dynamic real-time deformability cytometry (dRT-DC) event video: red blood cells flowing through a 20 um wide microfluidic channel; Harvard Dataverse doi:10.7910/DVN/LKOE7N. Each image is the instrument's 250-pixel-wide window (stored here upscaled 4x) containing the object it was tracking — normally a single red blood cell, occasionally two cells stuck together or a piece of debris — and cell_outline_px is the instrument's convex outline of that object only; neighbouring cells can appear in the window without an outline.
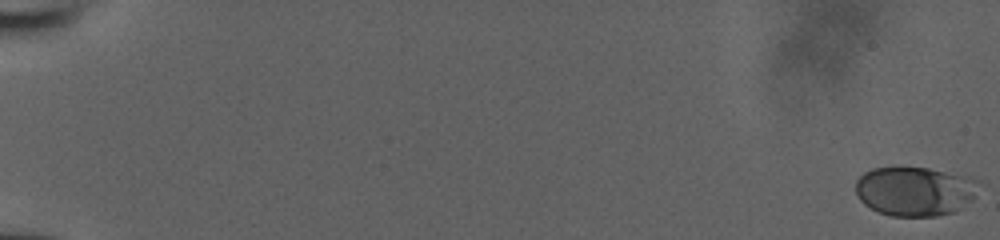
{"species": "human", "species_latin": "Homo sapiens", "temperature_condition": "room temperature", "stored_images_in_passage": 54, "camera_frame_rate_fps": 3000, "um_per_image_px": 0.085, "donor": {"sex": "male"}, "frame": {"image": 1, "passage_image": 1, "time_ms": 0.0, "image_size_px": [1000, 240], "cell_outline_px": [[984, 184], [976, 196], [972, 200], [956, 212], [936, 216], [892, 216], [880, 212], [864, 204], [860, 200], [856, 192], [856, 180], [864, 172], [872, 168], [928, 168], [972, 176], [980, 180]], "centroid_in_image_um": [77.87, 16.24], "position_along_channel_um": 7.1, "area_um2": 36.01}}
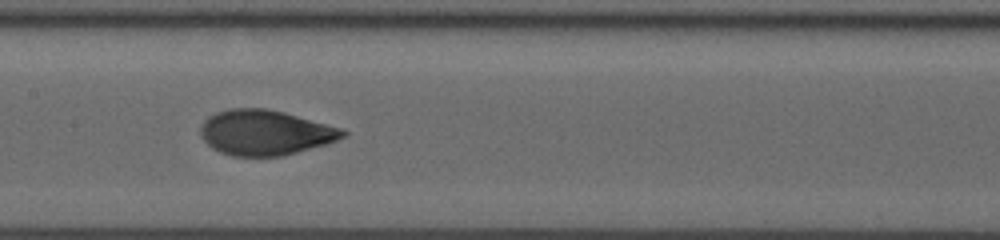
{"frame": {"image": 2, "passage_image": 30, "time_ms": 9.667, "image_size_px": [1000, 240], "cell_outline_px": [[348, 132], [344, 136], [328, 144], [280, 156], [232, 156], [220, 152], [212, 148], [200, 136], [200, 124], [208, 116], [216, 112], [228, 108], [268, 108], [284, 112], [344, 128]], "centroid_in_image_um": [22.53, 11.26], "position_along_channel_um": 184.9, "area_um2": 37.74}}
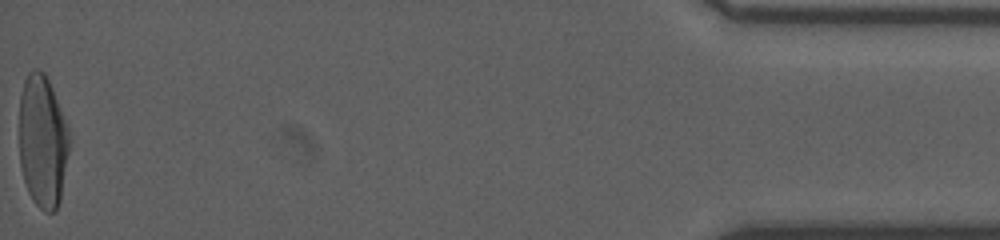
{"frame": {"image": 3, "passage_image": 54, "time_ms": 17.667, "image_size_px": [1000, 240], "cell_outline_px": [[68, 152], [60, 200], [56, 208], [52, 212], [44, 212], [32, 200], [28, 192], [24, 180], [20, 164], [20, 96], [24, 80], [28, 72], [32, 68], [36, 68], [44, 72], [52, 88], [68, 128]], "centroid_in_image_um": [3.6, 12.0], "position_along_channel_um": 431.6, "area_um2": 38.38}}